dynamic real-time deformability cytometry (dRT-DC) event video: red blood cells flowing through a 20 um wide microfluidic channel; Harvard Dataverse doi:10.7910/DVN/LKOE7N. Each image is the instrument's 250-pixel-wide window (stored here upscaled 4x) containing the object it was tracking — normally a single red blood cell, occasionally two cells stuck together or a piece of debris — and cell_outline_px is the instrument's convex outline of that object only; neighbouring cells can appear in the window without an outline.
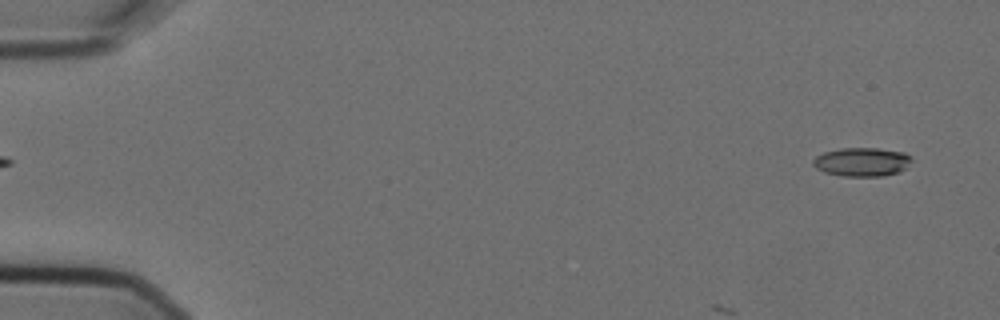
{"species": "Egyptian fruit bat (a non-hibernating species)", "species_latin": "Rousettus aegyptiacus", "temperature_condition": "cold", "stored_images_in_passage": 2, "segment_of_instrument_passage": [2, 2], "camera_frame_rate_fps": 3000, "um_per_image_px": 0.085, "animal": {"sex": "female"}, "frame": {"image": 1, "passage_image": 2, "time_ms": 0.333, "image_size_px": [1000, 320], "cell_outline_px": [[912, 160], [908, 168], [900, 172], [884, 176], [844, 176], [824, 172], [816, 168], [812, 164], [812, 160], [816, 156], [824, 152], [840, 148], [876, 148], [904, 152], [912, 156]], "centroid_in_image_um": [73.3, 13.76], "position_along_channel_um": 11.7, "area_um2": 16.76}}